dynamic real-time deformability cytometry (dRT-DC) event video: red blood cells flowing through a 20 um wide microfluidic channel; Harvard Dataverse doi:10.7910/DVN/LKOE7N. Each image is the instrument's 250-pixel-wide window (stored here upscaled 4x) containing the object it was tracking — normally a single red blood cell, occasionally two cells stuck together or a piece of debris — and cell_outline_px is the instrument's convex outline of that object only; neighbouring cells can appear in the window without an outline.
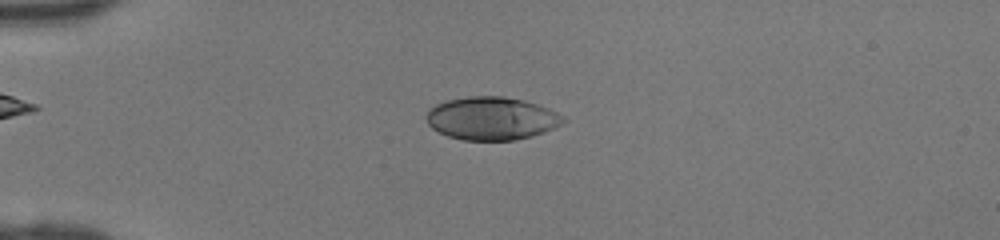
{"species": "human", "species_latin": "Homo sapiens", "temperature_condition": "room temperature", "stored_images_in_passage": 40, "camera_frame_rate_fps": 3000, "um_per_image_px": 0.085, "donor": {"sex": "female"}, "frame": {"image": 1, "passage_image": 6, "time_ms": 1.667, "image_size_px": [1000, 240], "cell_outline_px": [[568, 120], [544, 132], [532, 136], [512, 140], [464, 140], [448, 136], [432, 128], [428, 124], [424, 116], [428, 108], [436, 104], [448, 100], [468, 96], [504, 96], [524, 100], [548, 108], [564, 116]], "centroid_in_image_um": [41.76, 10.05], "position_along_channel_um": 43.2, "area_um2": 34.39}}
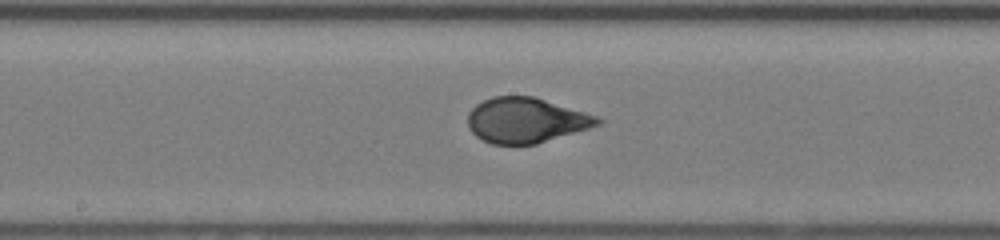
{"frame": {"image": 2, "passage_image": 19, "time_ms": 6.0, "image_size_px": [1000, 240], "cell_outline_px": [[604, 120], [600, 124], [588, 128], [536, 144], [492, 144], [476, 136], [468, 128], [468, 112], [476, 104], [492, 96], [532, 96], [600, 116]], "centroid_in_image_um": [44.71, 10.21], "position_along_channel_um": 203.5, "area_um2": 34.1}}
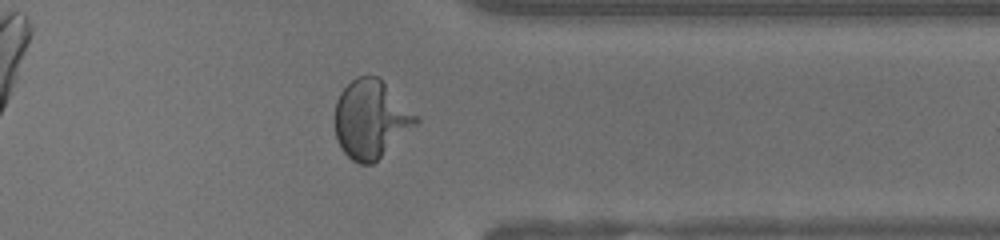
{"frame": {"image": 3, "passage_image": 31, "time_ms": 10.0, "image_size_px": [1000, 240], "cell_outline_px": [[420, 120], [416, 124], [372, 164], [360, 164], [352, 160], [340, 148], [336, 140], [336, 100], [340, 92], [356, 76], [380, 76], [420, 116]], "centroid_in_image_um": [31.55, 10.09], "position_along_channel_um": 379.9, "area_um2": 36.99}}